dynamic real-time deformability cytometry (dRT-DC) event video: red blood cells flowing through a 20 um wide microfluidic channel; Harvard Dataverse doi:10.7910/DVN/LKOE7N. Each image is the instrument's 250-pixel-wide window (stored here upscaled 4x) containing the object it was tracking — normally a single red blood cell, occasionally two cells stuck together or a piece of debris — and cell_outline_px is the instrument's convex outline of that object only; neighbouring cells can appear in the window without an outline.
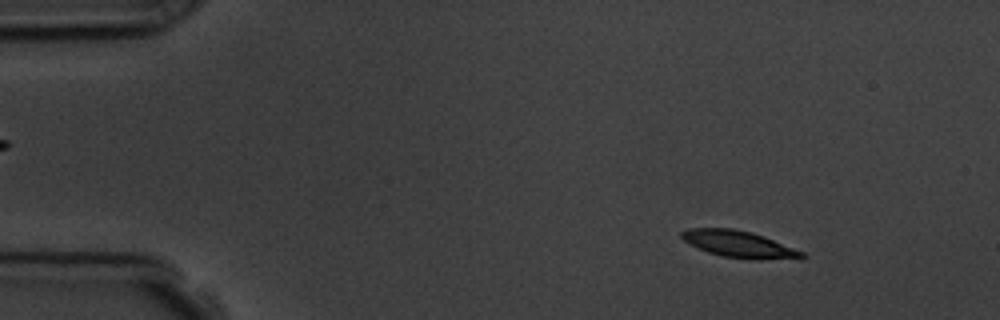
{"species": "common noctule bat (a hibernating species)", "species_latin": "Nyctalus noctula", "temperature_condition": "room temperature", "stored_images_in_passage": 57, "camera_frame_rate_fps": 3000, "um_per_image_px": 0.085, "animal": {"sex": "male", "body_mass_g": 19.5, "forearm_length_mm": 54.6}, "frame": {"image": 1, "passage_image": 7, "time_ms": 2.0, "image_size_px": [1000, 320], "cell_outline_px": [[808, 256], [800, 260], [756, 260], [724, 256], [708, 252], [688, 244], [680, 236], [680, 232], [688, 228], [732, 228], [752, 232], [764, 236], [804, 252]], "centroid_in_image_um": [62.89, 20.77], "position_along_channel_um": 22.1, "area_um2": 19.13}}
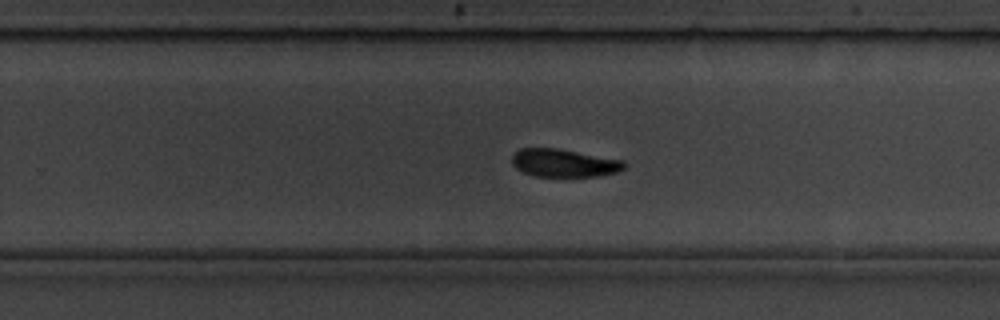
{"frame": {"image": 2, "passage_image": 36, "time_ms": 11.667, "image_size_px": [1000, 320], "cell_outline_px": [[624, 168], [616, 172], [600, 176], [536, 176], [524, 172], [516, 168], [512, 164], [512, 156], [520, 148], [556, 148], [624, 160]], "centroid_in_image_um": [47.93, 13.85], "position_along_channel_um": 281.9, "area_um2": 18.09}}
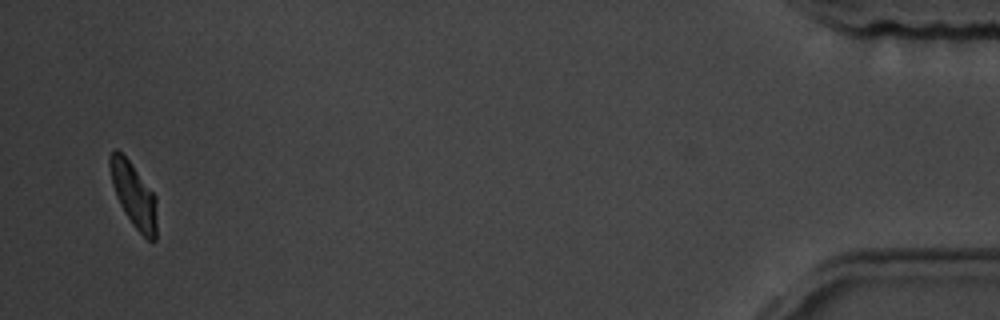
{"frame": {"image": 3, "passage_image": 55, "time_ms": 18.0, "image_size_px": [1000, 320], "cell_outline_px": [[156, 240], [148, 240], [132, 224], [124, 212], [116, 196], [112, 184], [108, 164], [108, 156], [116, 148], [128, 160], [156, 196]], "centroid_in_image_um": [11.35, 16.56], "position_along_channel_um": 423.9, "area_um2": 17.46}, "authors_computed_cell_mechanics": {"area_um2": 19.1318, "velocity_mm_per_s": 3.5704, "shape_relaxation_time_tau1_ms": 2.4754, "shape_relaxation_time_tau2_ms": 5.1336, "deformation_change_tau1": 0.1193, "deformation_change_tau2": 0.0761}}